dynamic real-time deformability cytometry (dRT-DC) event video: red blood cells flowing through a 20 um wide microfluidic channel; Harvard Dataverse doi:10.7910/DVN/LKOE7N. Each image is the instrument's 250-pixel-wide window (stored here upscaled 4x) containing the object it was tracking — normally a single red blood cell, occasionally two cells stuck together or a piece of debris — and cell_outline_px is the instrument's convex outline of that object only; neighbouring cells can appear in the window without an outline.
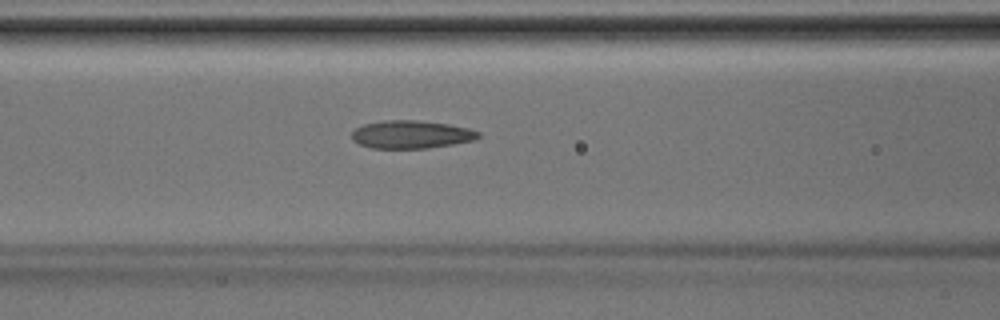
{"species": "Egyptian fruit bat (a non-hibernating species)", "species_latin": "Rousettus aegyptiacus", "temperature_condition": "room temperature", "stored_images_in_passage": 34, "camera_frame_rate_fps": 3000, "um_per_image_px": 0.085, "animal": {"sex": "male"}, "frame": {"image": 1, "passage_image": 10, "time_ms": 3.0, "image_size_px": [1000, 320], "cell_outline_px": [[480, 136], [476, 140], [428, 148], [372, 148], [360, 144], [352, 140], [352, 132], [356, 128], [364, 124], [384, 120], [416, 120], [448, 124], [468, 128], [480, 132]], "centroid_in_image_um": [34.96, 11.43], "position_along_channel_um": 131.6, "area_um2": 20.58}}
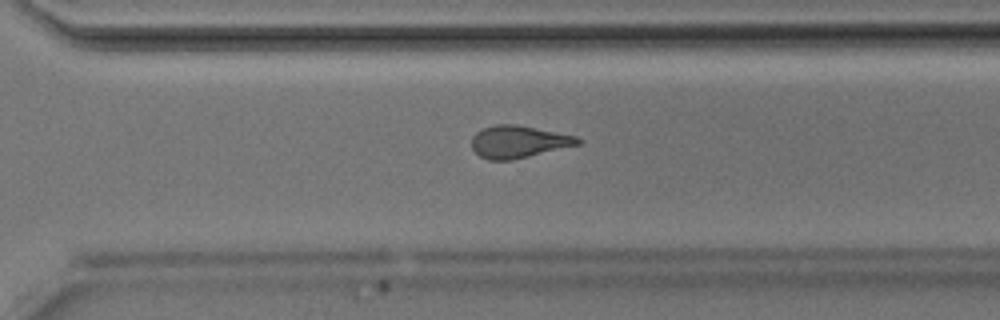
{"frame": {"image": 2, "passage_image": 22, "time_ms": 7.0, "image_size_px": [1000, 320], "cell_outline_px": [[584, 140], [580, 144], [512, 160], [488, 160], [480, 156], [472, 148], [472, 136], [480, 128], [492, 124], [516, 124], [576, 136]], "centroid_in_image_um": [44.05, 12.04], "position_along_channel_um": 326.6, "area_um2": 20.06}}
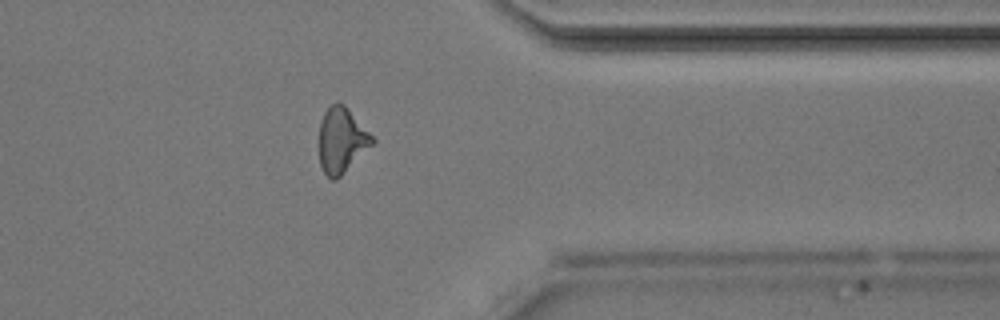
{"frame": {"image": 3, "passage_image": 26, "time_ms": 8.333, "image_size_px": [1000, 320], "cell_outline_px": [[376, 140], [336, 180], [332, 180], [324, 172], [320, 164], [320, 124], [324, 112], [336, 100], [344, 104], [348, 108]], "centroid_in_image_um": [29.03, 11.89], "position_along_channel_um": 382.4, "area_um2": 19.83}}